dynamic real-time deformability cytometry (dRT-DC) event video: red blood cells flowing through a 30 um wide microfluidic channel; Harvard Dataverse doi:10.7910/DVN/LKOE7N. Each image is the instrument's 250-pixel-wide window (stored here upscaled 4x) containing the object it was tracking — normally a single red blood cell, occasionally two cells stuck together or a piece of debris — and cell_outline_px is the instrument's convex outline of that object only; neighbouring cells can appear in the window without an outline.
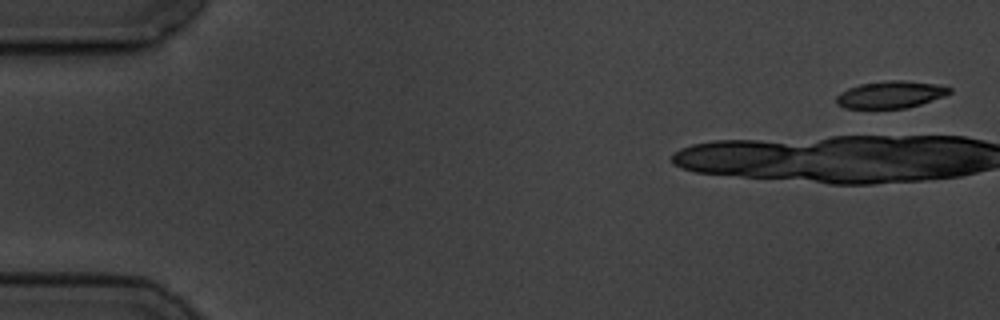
{"species": "common noctule bat (a hibernating species)", "species_latin": "Nyctalus noctula", "temperature_condition": "cold", "stored_images_in_passage": 4, "camera_frame_rate_fps": 3000, "um_per_image_px": 0.085, "animal": {"sex": "male", "body_mass_g": 19.5, "forearm_length_mm": 54.6}, "frame": {"image": 1, "passage_image": 1, "time_ms": 0.0, "image_size_px": [1000, 320], "cell_outline_px": [[952, 92], [944, 96], [908, 108], [844, 108], [836, 104], [836, 96], [840, 92], [848, 88], [860, 84], [888, 80], [904, 80], [936, 84], [952, 88]], "centroid_in_image_um": [75.69, 8.03], "position_along_channel_um": 9.3, "area_um2": 17.92}}